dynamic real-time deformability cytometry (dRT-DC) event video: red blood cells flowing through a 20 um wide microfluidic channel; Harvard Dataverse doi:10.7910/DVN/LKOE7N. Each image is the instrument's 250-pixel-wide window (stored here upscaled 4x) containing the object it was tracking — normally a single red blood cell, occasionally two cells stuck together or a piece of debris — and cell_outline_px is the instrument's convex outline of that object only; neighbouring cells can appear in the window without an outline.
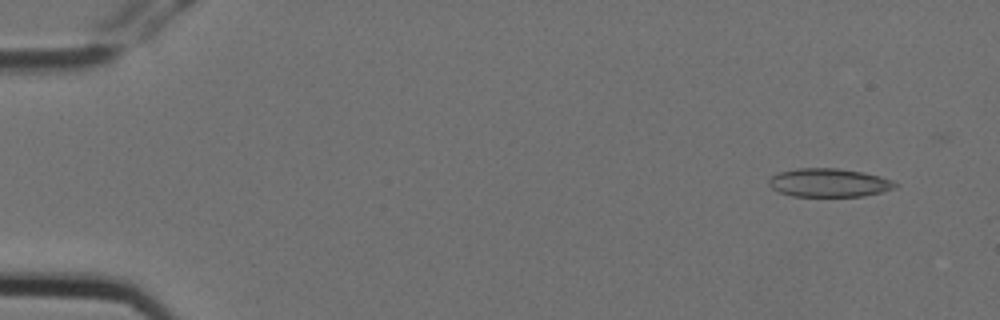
{"species": "Egyptian fruit bat (a non-hibernating species)", "species_latin": "Rousettus aegyptiacus", "temperature_condition": "cold", "stored_images_in_passage": 3, "camera_frame_rate_fps": 3000, "um_per_image_px": 0.085, "animal": {"sex": "female"}, "frame": {"image": 1, "passage_image": 1, "time_ms": 0.0, "image_size_px": [1000, 320], "cell_outline_px": [[900, 184], [896, 188], [864, 196], [792, 196], [780, 192], [772, 188], [768, 184], [768, 180], [772, 176], [780, 172], [796, 168], [840, 168], [864, 172], [880, 176], [892, 180]], "centroid_in_image_um": [70.49, 15.52], "position_along_channel_um": 14.5, "area_um2": 21.1}}